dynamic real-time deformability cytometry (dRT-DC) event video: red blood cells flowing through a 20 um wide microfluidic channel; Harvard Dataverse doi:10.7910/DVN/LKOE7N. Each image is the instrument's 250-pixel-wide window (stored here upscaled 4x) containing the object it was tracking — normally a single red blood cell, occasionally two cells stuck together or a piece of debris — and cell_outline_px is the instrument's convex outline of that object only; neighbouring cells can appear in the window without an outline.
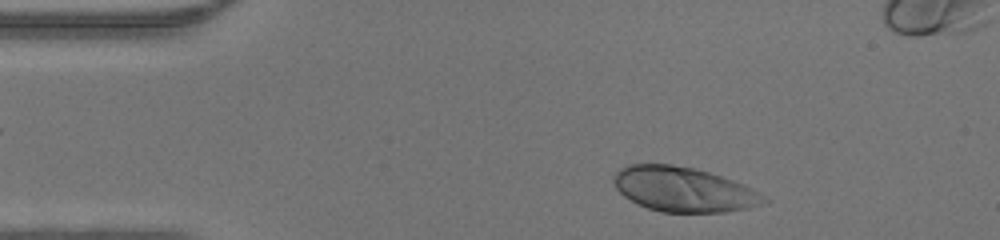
{"species": "human", "species_latin": "Homo sapiens", "temperature_condition": "warm", "stored_images_in_passage": 33, "camera_frame_rate_fps": 3000, "um_per_image_px": 0.085, "donor": {"sex": "male"}, "frame": {"image": 1, "passage_image": 2, "time_ms": 0.333, "image_size_px": [1000, 240], "cell_outline_px": [[768, 200], [760, 204], [748, 208], [724, 212], [660, 212], [636, 204], [624, 196], [616, 188], [612, 180], [612, 176], [620, 168], [628, 164], [672, 164], [696, 168], [744, 184], [760, 192]], "centroid_in_image_um": [58.06, 16.09], "position_along_channel_um": 26.9, "area_um2": 39.25}}
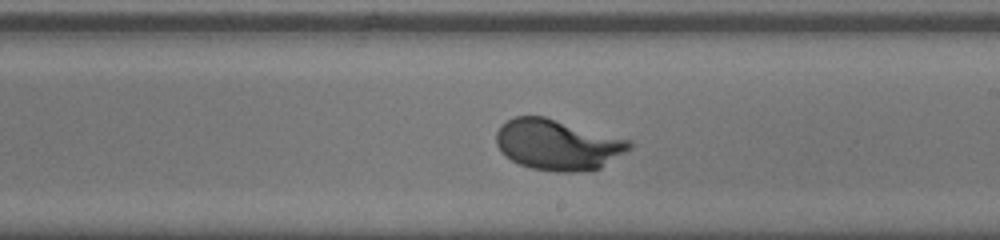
{"frame": {"image": 2, "passage_image": 21, "time_ms": 6.667, "image_size_px": [1000, 240], "cell_outline_px": [[632, 148], [600, 168], [572, 172], [556, 172], [532, 168], [520, 164], [512, 160], [496, 144], [496, 132], [500, 124], [516, 116], [544, 116], [632, 140]], "centroid_in_image_um": [47.42, 12.29], "position_along_channel_um": 241.6, "area_um2": 39.19}}
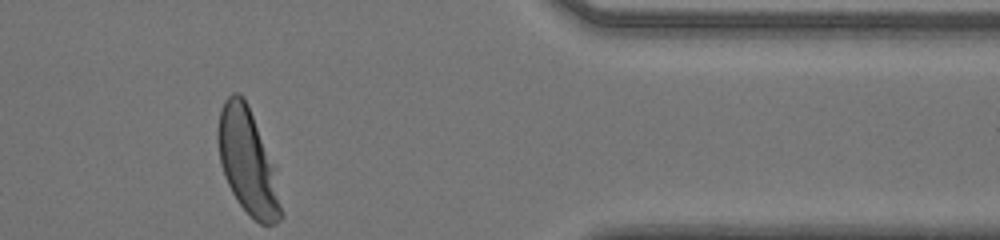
{"frame": {"image": 3, "passage_image": 33, "time_ms": 10.667, "image_size_px": [1000, 240], "cell_outline_px": [[284, 216], [276, 224], [260, 224], [236, 200], [224, 176], [220, 164], [216, 140], [216, 132], [220, 108], [224, 100], [232, 92], [240, 92], [248, 104], [272, 168]], "centroid_in_image_um": [20.97, 13.72], "position_along_channel_um": 390.4, "area_um2": 37.74}}